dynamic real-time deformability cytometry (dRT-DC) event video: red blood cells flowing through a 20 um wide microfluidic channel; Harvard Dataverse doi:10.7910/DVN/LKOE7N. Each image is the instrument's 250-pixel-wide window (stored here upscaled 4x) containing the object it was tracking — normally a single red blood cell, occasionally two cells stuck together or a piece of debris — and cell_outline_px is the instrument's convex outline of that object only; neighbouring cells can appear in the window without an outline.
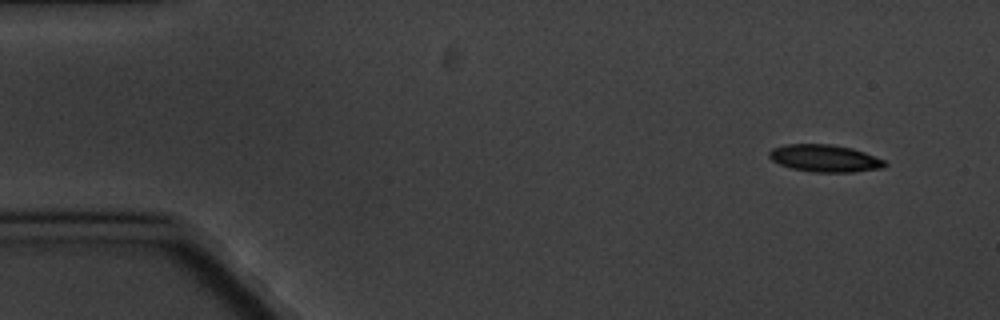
{"species": "common noctule bat (a hibernating species)", "species_latin": "Nyctalus noctula", "temperature_condition": "cold", "stored_images_in_passage": 8, "camera_frame_rate_fps": 3000, "um_per_image_px": 0.085, "animal": {"sex": "male", "body_mass_g": 20.1, "forearm_length_mm": 53.5}, "frame": {"image": 1, "passage_image": 1, "time_ms": 0.0, "image_size_px": [1000, 320], "cell_outline_px": [[888, 164], [884, 168], [852, 172], [812, 172], [792, 168], [780, 164], [772, 160], [768, 156], [768, 152], [772, 148], [784, 144], [832, 144], [852, 148], [864, 152], [884, 160]], "centroid_in_image_um": [70.1, 13.45], "position_along_channel_um": 14.9, "area_um2": 18.44}}
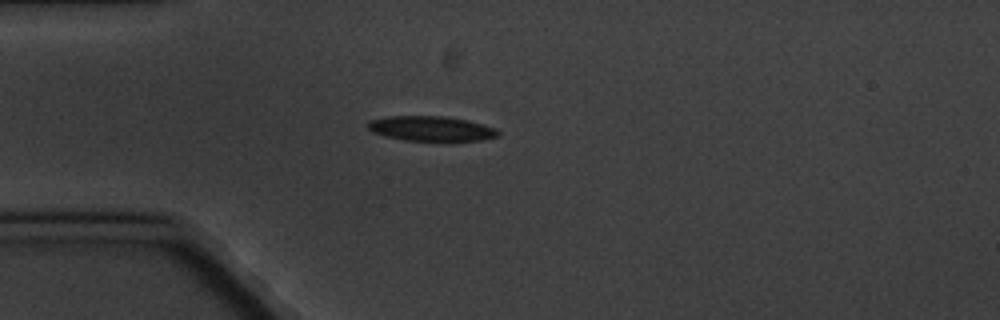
{"frame": {"image": 2, "passage_image": 4, "time_ms": 3.667, "image_size_px": [1000, 320], "cell_outline_px": [[500, 136], [480, 140], [404, 140], [372, 132], [368, 128], [368, 120], [388, 116], [444, 116], [468, 120], [496, 128], [500, 132]], "centroid_in_image_um": [36.66, 10.91], "position_along_channel_um": 48.3, "area_um2": 18.73}}